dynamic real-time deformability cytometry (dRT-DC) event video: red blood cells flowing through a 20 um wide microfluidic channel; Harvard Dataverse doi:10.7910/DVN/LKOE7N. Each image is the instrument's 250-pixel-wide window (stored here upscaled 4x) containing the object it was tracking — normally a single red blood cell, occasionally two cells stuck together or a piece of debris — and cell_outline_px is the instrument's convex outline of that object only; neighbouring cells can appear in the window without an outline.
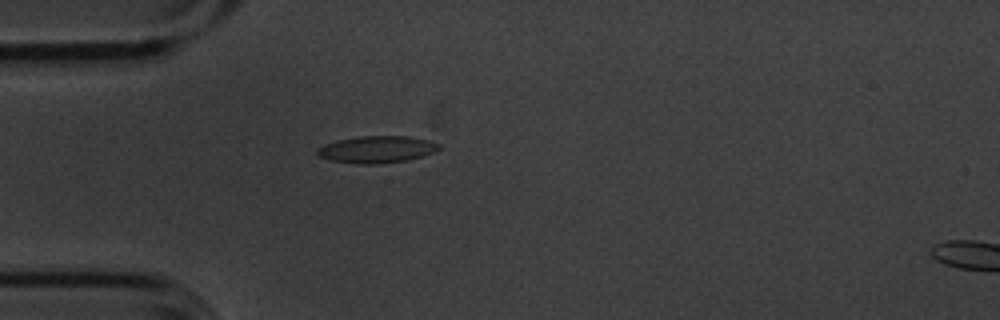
{"species": "common noctule bat (a hibernating species)", "species_latin": "Nyctalus noctula", "temperature_condition": "cold", "stored_images_in_passage": 5, "camera_frame_rate_fps": 3000, "um_per_image_px": 0.085, "animal": {"sex": "male", "body_mass_g": 20.1, "forearm_length_mm": 53.5}, "frame": {"image": 1, "passage_image": 4, "time_ms": 1.0, "image_size_px": [1000, 320], "cell_outline_px": [[440, 148], [432, 152], [408, 160], [376, 164], [356, 164], [332, 160], [320, 156], [316, 152], [316, 148], [324, 144], [336, 140], [360, 136], [408, 136], [428, 140], [440, 144]], "centroid_in_image_um": [31.99, 12.69], "position_along_channel_um": 53.0, "area_um2": 19.02}}